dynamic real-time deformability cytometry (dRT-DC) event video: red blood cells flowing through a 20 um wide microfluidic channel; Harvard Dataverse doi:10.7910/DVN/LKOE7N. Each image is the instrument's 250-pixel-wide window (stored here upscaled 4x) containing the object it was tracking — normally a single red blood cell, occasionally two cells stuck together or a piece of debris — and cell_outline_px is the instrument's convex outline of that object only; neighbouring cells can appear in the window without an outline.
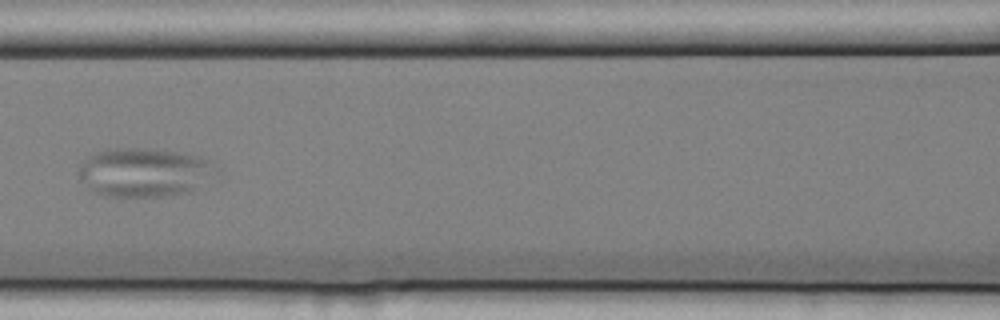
{"species": "common noctule bat (a hibernating species)", "species_latin": "Nyctalus noctula", "temperature_condition": "cold", "stored_images_in_passage": 15, "camera_frame_rate_fps": 3000, "um_per_image_px": 0.085, "animal": {"sex": "female", "body_mass_g": 25.1}, "frame": {"image": 1, "passage_image": 7, "time_ms": 2.0, "image_size_px": [1000, 320], "cell_outline_px": [[216, 164], [192, 192], [160, 196], [108, 196], [96, 192], [88, 188], [80, 180], [80, 164], [88, 156], [96, 152], [108, 148], [144, 148], [200, 156], [212, 160]], "centroid_in_image_um": [12.17, 14.63], "position_along_channel_um": 154.4, "area_um2": 38.26}}
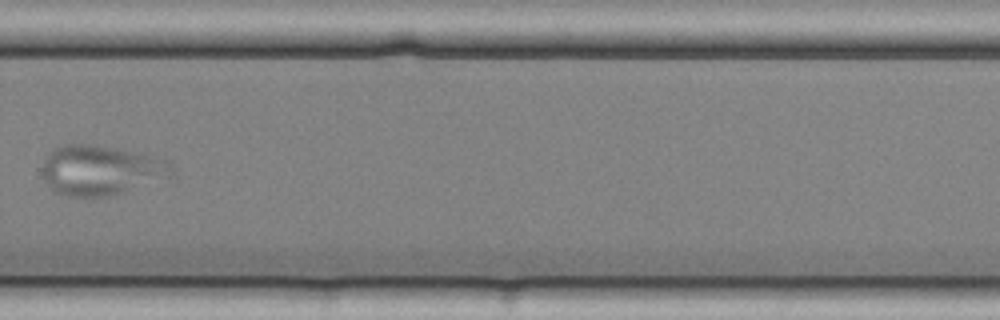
{"frame": {"image": 2, "passage_image": 11, "time_ms": 3.333, "image_size_px": [1000, 320], "cell_outline_px": [[176, 176], [124, 192], [108, 196], [68, 196], [52, 192], [40, 176], [40, 168], [44, 160], [52, 148], [60, 144], [96, 144], [152, 156], [168, 160], [172, 164]], "centroid_in_image_um": [8.54, 14.47], "position_along_channel_um": 321.3, "area_um2": 38.49}}
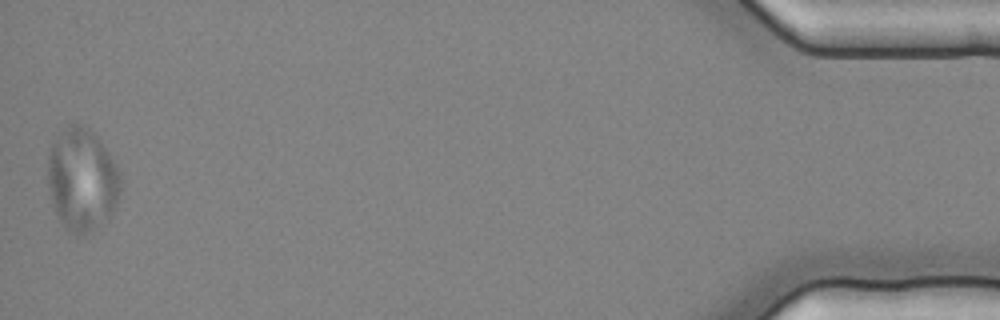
{"frame": {"image": 3, "passage_image": 15, "time_ms": 4.667, "image_size_px": [1000, 320], "cell_outline_px": [[120, 192], [116, 204], [108, 220], [84, 236], [76, 236], [60, 220], [52, 204], [48, 184], [48, 156], [52, 144], [68, 124], [80, 124], [88, 128], [100, 140], [116, 164], [120, 172]], "centroid_in_image_um": [6.99, 15.29], "position_along_channel_um": 428.2, "area_um2": 43.47}}